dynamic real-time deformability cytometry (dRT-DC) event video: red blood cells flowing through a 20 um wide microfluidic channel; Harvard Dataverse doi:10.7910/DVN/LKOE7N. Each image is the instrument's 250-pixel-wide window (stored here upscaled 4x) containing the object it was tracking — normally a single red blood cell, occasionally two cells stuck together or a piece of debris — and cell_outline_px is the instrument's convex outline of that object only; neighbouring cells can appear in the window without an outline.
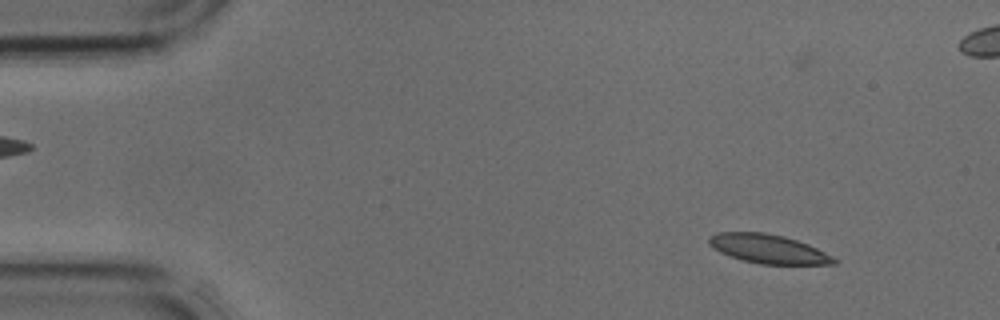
{"species": "common noctule bat (a hibernating species)", "species_latin": "Nyctalus noctula", "temperature_condition": "cold", "stored_images_in_passage": 42, "camera_frame_rate_fps": 3000, "um_per_image_px": 0.085, "animal": {"sex": "male", "body_mass_g": 17.9, "forearm_length_mm": 54.2}, "frame": {"image": 1, "passage_image": 4, "time_ms": 1.0, "image_size_px": [1000, 320], "cell_outline_px": [[836, 264], [760, 264], [728, 256], [720, 252], [708, 244], [708, 236], [716, 232], [764, 232], [784, 236], [808, 244], [832, 256], [836, 260]], "centroid_in_image_um": [65.25, 21.14], "position_along_channel_um": 19.7, "area_um2": 21.04}}
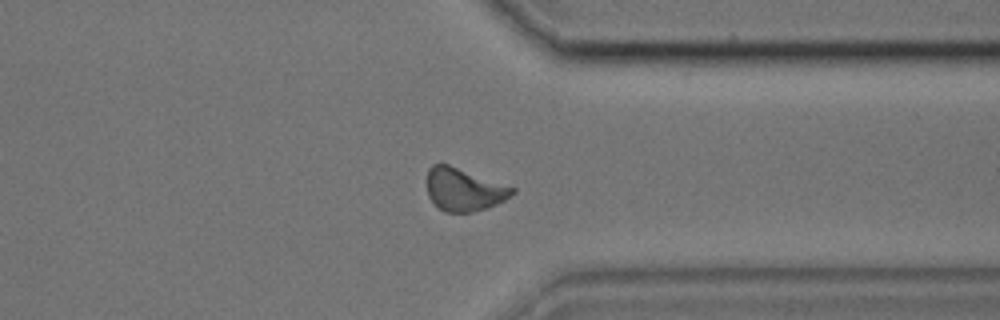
{"frame": {"image": 2, "passage_image": 32, "time_ms": 10.333, "image_size_px": [1000, 320], "cell_outline_px": [[516, 192], [504, 200], [488, 208], [472, 212], [444, 212], [428, 196], [428, 168], [432, 164], [448, 164], [516, 188]], "centroid_in_image_um": [39.45, 16.11], "position_along_channel_um": 372.0, "area_um2": 21.1}}
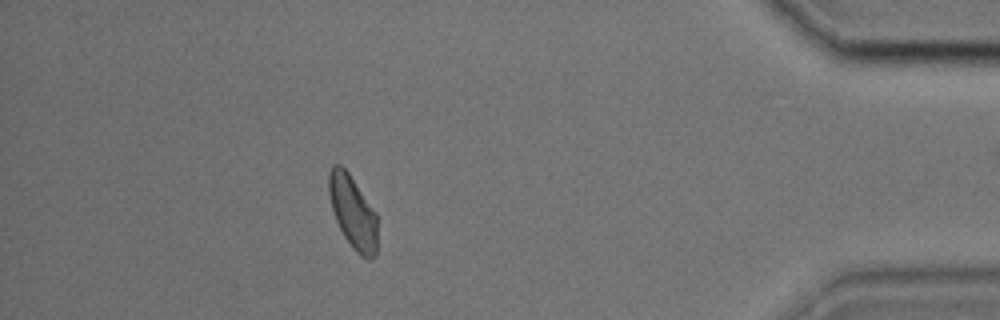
{"frame": {"image": 3, "passage_image": 37, "time_ms": 12.0, "image_size_px": [1000, 320], "cell_outline_px": [[376, 256], [368, 260], [360, 256], [352, 248], [344, 236], [336, 220], [332, 208], [328, 192], [328, 172], [332, 164], [340, 164], [348, 172], [376, 212]], "centroid_in_image_um": [29.97, 18.02], "position_along_channel_um": 405.2, "area_um2": 20.63}}